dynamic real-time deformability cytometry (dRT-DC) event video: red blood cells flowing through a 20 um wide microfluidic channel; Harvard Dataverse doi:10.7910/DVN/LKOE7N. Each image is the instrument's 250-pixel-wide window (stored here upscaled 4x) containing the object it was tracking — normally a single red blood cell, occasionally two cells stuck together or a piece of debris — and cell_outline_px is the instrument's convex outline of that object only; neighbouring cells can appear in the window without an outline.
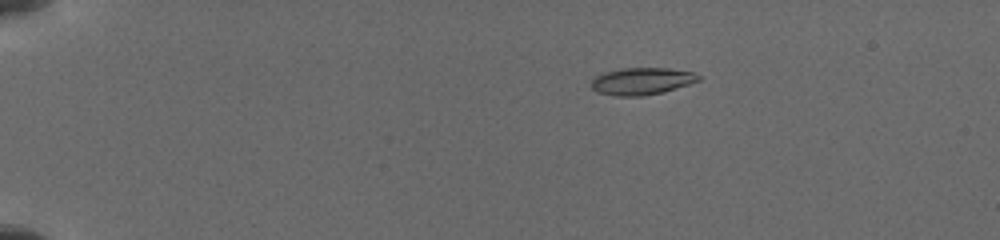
{"species": "common noctule bat (a hibernating species)", "species_latin": "Nyctalus noctula", "temperature_condition": "cold", "stored_images_in_passage": 10, "camera_frame_rate_fps": 3000, "um_per_image_px": 0.085, "animal": {"sex": "female", "body_mass_g": 19.5, "forearm_length_mm": 54.1}, "frame": {"image": 1, "passage_image": 4, "time_ms": 3.0, "image_size_px": [1000, 240], "cell_outline_px": [[700, 80], [664, 92], [640, 96], [616, 96], [596, 92], [592, 88], [592, 80], [596, 76], [604, 72], [620, 68], [668, 68], [692, 72], [700, 76]], "centroid_in_image_um": [54.53, 6.9], "position_along_channel_um": 30.5, "area_um2": 16.88}}
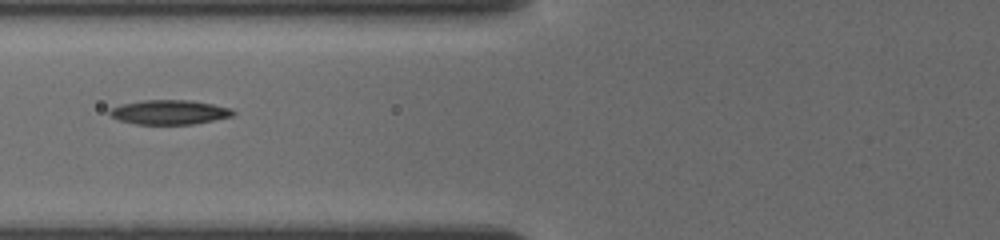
{"frame": {"image": 2, "passage_image": 9, "time_ms": 7.333, "image_size_px": [1000, 240], "cell_outline_px": [[236, 112], [232, 116], [192, 124], [136, 124], [120, 120], [112, 116], [108, 112], [112, 108], [120, 104], [144, 100], [188, 100], [212, 104], [232, 108]], "centroid_in_image_um": [14.4, 9.53], "position_along_channel_um": 111.4, "area_um2": 17.4}}